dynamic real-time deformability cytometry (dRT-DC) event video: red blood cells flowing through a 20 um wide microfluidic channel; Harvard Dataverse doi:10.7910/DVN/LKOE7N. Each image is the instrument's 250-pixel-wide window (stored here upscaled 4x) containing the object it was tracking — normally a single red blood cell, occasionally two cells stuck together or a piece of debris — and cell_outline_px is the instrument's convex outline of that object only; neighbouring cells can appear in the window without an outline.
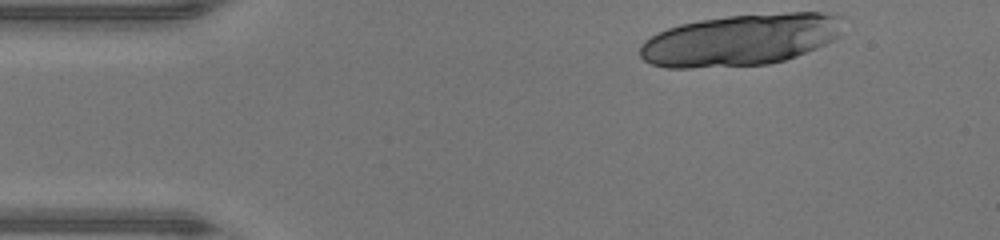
{"species": "human", "species_latin": "Homo sapiens", "temperature_condition": "warm", "stored_images_in_passage": 11, "camera_frame_rate_fps": 3000, "um_per_image_px": 0.085, "donor": {"sex": "male"}, "frame": {"image": 1, "passage_image": 1, "time_ms": 0.0, "image_size_px": [1000, 240], "cell_outline_px": [[848, 16], [840, 36], [816, 48], [796, 56], [784, 60], [768, 64], [692, 68], [668, 68], [652, 64], [644, 60], [640, 56], [640, 44], [644, 40], [668, 28], [680, 24], [700, 20], [728, 16], [788, 12], [820, 12]], "centroid_in_image_um": [63.02, 3.37], "position_along_channel_um": 22.0, "area_um2": 61.56}}